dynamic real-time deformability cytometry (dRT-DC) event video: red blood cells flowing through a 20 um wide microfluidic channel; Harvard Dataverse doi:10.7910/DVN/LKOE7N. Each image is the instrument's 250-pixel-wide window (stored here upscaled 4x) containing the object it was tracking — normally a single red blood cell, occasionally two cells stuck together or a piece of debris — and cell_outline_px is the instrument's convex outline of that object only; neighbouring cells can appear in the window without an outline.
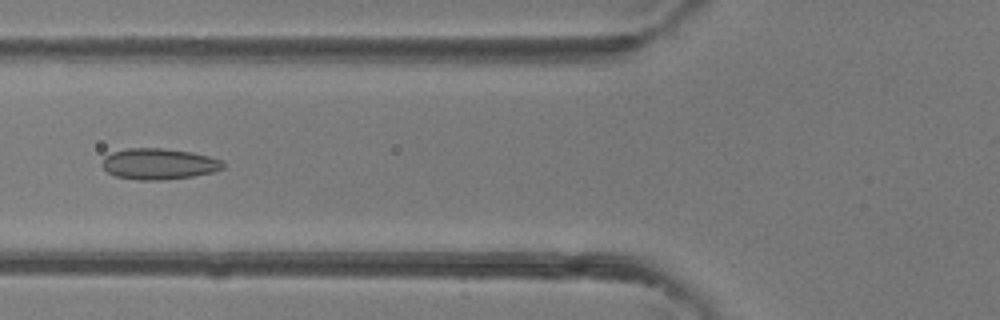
{"species": "common noctule bat (a hibernating species)", "species_latin": "Nyctalus noctula", "temperature_condition": "room temperature", "stored_images_in_passage": 4, "camera_frame_rate_fps": 3000, "um_per_image_px": 0.085, "animal": {"sex": "female"}, "frame": {"image": 1, "passage_image": 4, "time_ms": 3.333, "image_size_px": [1000, 320], "cell_outline_px": [[224, 168], [212, 172], [192, 176], [164, 180], [140, 180], [116, 176], [108, 172], [100, 164], [104, 156], [112, 152], [128, 148], [160, 148], [192, 152], [208, 156], [220, 160], [224, 164]], "centroid_in_image_um": [13.47, 13.93], "position_along_channel_um": 112.3, "area_um2": 21.79}}